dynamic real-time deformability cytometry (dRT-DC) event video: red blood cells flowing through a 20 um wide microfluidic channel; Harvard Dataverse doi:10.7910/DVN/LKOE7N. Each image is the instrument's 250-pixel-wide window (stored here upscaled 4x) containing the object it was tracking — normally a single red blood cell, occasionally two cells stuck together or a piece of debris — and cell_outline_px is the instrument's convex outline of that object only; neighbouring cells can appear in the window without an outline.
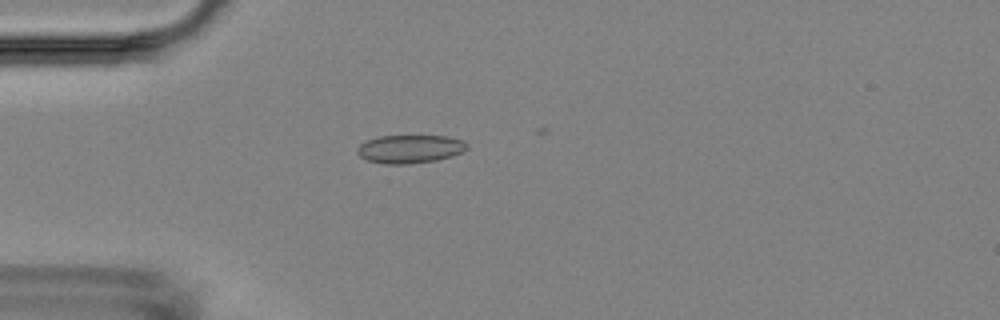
{"species": "Egyptian fruit bat (a non-hibernating species)", "species_latin": "Rousettus aegyptiacus", "temperature_condition": "room temperature", "stored_images_in_passage": 5, "camera_frame_rate_fps": 3000, "um_per_image_px": 0.085, "animal": {"sex": "female"}, "frame": {"image": 1, "passage_image": 3, "time_ms": 2.667, "image_size_px": [1000, 320], "cell_outline_px": [[468, 148], [452, 156], [436, 160], [408, 164], [384, 164], [368, 160], [360, 156], [356, 152], [356, 148], [360, 144], [368, 140], [380, 136], [448, 136], [464, 140], [468, 144]], "centroid_in_image_um": [34.85, 12.66], "position_along_channel_um": 50.1, "area_um2": 18.09}}